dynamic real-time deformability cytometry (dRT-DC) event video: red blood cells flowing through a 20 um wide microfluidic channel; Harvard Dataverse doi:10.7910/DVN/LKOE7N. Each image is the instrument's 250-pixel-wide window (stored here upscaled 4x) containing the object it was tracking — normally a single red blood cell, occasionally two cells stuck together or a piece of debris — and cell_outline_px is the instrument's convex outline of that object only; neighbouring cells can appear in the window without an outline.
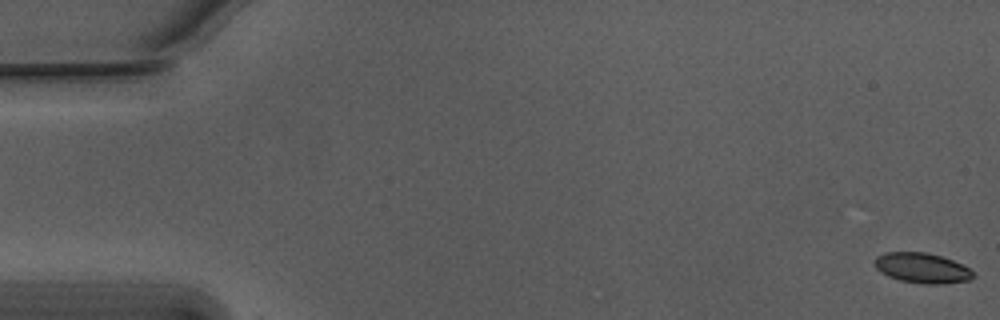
{"species": "Egyptian fruit bat (a non-hibernating species)", "species_latin": "Rousettus aegyptiacus", "temperature_condition": "warm", "stored_images_in_passage": 2, "camera_frame_rate_fps": 3000, "um_per_image_px": 0.085, "animal": {"sex": "male"}, "frame": {"image": 1, "passage_image": 1, "time_ms": 0.0, "image_size_px": [1000, 320], "cell_outline_px": [[976, 276], [968, 280], [944, 284], [920, 284], [900, 280], [888, 276], [880, 272], [876, 268], [876, 256], [884, 252], [928, 252], [952, 260], [968, 268]], "centroid_in_image_um": [78.36, 22.78], "position_along_channel_um": 6.6, "area_um2": 17.28}}